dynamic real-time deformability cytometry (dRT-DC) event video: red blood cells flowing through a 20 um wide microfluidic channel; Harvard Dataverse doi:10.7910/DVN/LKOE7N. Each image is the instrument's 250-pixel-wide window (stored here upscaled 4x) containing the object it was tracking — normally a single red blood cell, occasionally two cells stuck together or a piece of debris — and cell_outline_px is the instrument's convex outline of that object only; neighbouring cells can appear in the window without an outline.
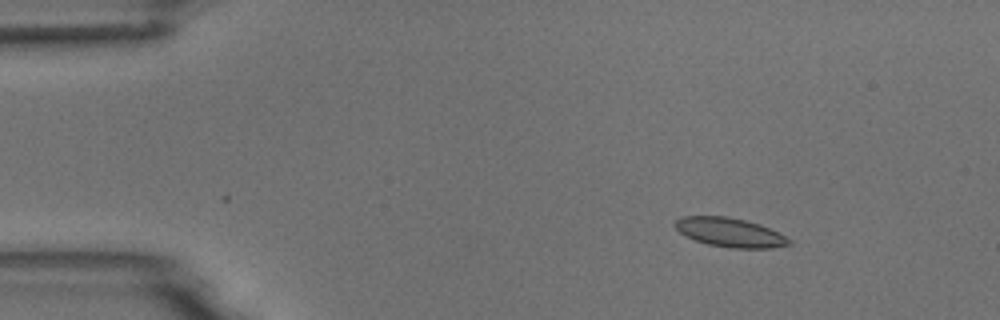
{"species": "common noctule bat (a hibernating species)", "species_latin": "Nyctalus noctula", "temperature_condition": "room temperature", "stored_images_in_passage": 2, "camera_frame_rate_fps": 3000, "um_per_image_px": 0.085, "animal": {"sex": "male", "body_mass_g": 18.8}, "frame": {"image": 1, "passage_image": 2, "time_ms": 2.0, "image_size_px": [1000, 320], "cell_outline_px": [[792, 244], [772, 248], [728, 248], [708, 244], [696, 240], [680, 232], [672, 224], [676, 220], [684, 216], [728, 216], [760, 224], [792, 240]], "centroid_in_image_um": [62.04, 19.75], "position_along_channel_um": 23.0, "area_um2": 19.19}}